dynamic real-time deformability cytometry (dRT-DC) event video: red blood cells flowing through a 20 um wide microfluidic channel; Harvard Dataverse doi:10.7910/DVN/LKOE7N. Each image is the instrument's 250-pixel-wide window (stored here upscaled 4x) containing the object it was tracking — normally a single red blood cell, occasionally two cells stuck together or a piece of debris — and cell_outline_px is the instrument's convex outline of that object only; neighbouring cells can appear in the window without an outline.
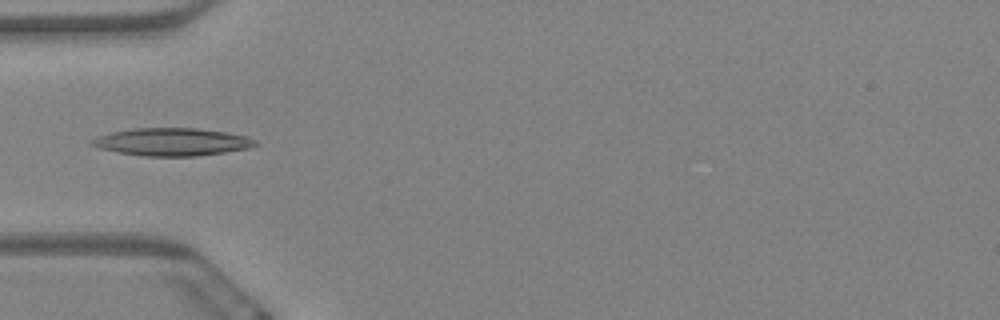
{"species": "Egyptian fruit bat (a non-hibernating species)", "species_latin": "Rousettus aegyptiacus", "temperature_condition": "warm", "stored_images_in_passage": 7, "camera_frame_rate_fps": 3000, "um_per_image_px": 0.085, "animal": {"sex": "female"}, "frame": {"image": 1, "passage_image": 4, "time_ms": 1.0, "image_size_px": [1000, 320], "cell_outline_px": [[256, 144], [248, 148], [224, 152], [196, 156], [144, 156], [116, 152], [100, 148], [88, 144], [92, 140], [100, 136], [112, 132], [132, 128], [196, 128], [224, 132], [244, 136], [256, 140]], "centroid_in_image_um": [14.58, 12.06], "position_along_channel_um": 70.4, "area_um2": 26.07}}
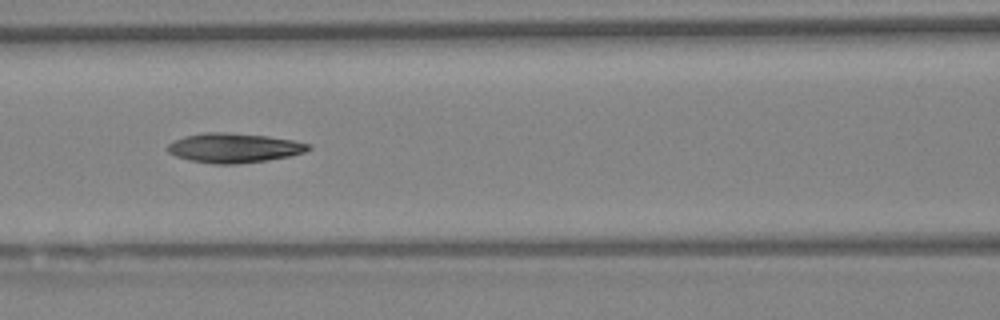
{"frame": {"image": 2, "passage_image": 6, "time_ms": 1.667, "image_size_px": [1000, 320], "cell_outline_px": [[312, 148], [304, 152], [292, 156], [268, 160], [236, 164], [212, 164], [188, 160], [176, 156], [168, 152], [168, 144], [184, 136], [204, 132], [224, 132], [268, 136], [292, 140], [312, 144]], "centroid_in_image_um": [19.91, 12.57], "position_along_channel_um": 146.7, "area_um2": 24.33}}
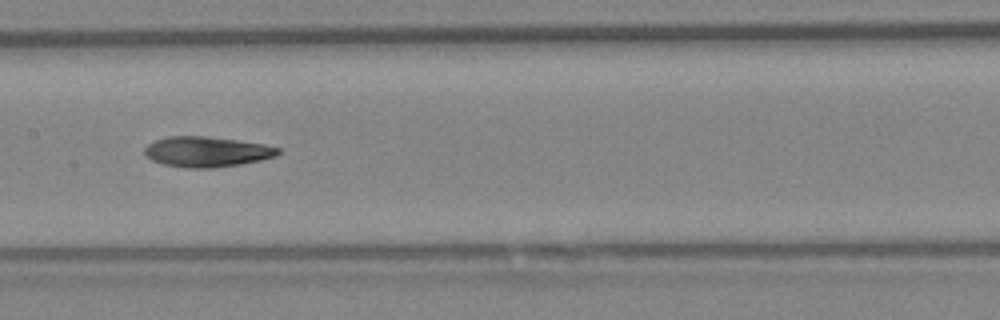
{"frame": {"image": 3, "passage_image": 7, "time_ms": 2.0, "image_size_px": [1000, 320], "cell_outline_px": [[280, 152], [276, 156], [260, 160], [240, 164], [216, 168], [188, 168], [164, 164], [152, 160], [144, 156], [144, 148], [148, 144], [156, 140], [168, 136], [208, 136], [264, 144], [280, 148]], "centroid_in_image_um": [17.56, 12.9], "position_along_channel_um": 189.8, "area_um2": 23.64}}